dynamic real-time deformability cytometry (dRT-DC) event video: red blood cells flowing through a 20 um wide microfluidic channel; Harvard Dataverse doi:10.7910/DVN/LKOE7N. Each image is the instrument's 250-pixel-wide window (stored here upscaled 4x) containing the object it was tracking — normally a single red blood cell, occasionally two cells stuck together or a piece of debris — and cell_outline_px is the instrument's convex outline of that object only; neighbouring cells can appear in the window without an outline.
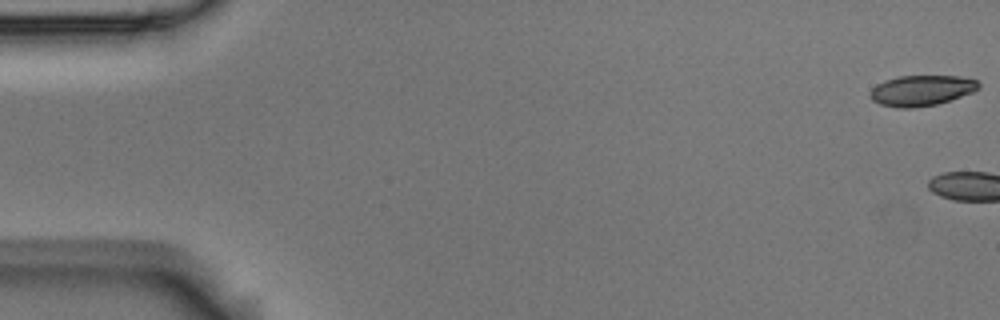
{"species": "Egyptian fruit bat (a non-hibernating species)", "species_latin": "Rousettus aegyptiacus", "temperature_condition": "room temperature", "stored_images_in_passage": 4, "camera_frame_rate_fps": 3000, "um_per_image_px": 0.085, "animal": {"sex": "male"}, "frame": {"image": 1, "passage_image": 1, "time_ms": 0.0, "image_size_px": [1000, 320], "cell_outline_px": [[980, 88], [972, 92], [936, 104], [912, 108], [896, 108], [880, 104], [872, 100], [868, 96], [868, 92], [876, 84], [884, 80], [900, 76], [960, 76], [976, 80], [980, 84]], "centroid_in_image_um": [78.27, 7.69], "position_along_channel_um": 6.7, "area_um2": 19.36}}